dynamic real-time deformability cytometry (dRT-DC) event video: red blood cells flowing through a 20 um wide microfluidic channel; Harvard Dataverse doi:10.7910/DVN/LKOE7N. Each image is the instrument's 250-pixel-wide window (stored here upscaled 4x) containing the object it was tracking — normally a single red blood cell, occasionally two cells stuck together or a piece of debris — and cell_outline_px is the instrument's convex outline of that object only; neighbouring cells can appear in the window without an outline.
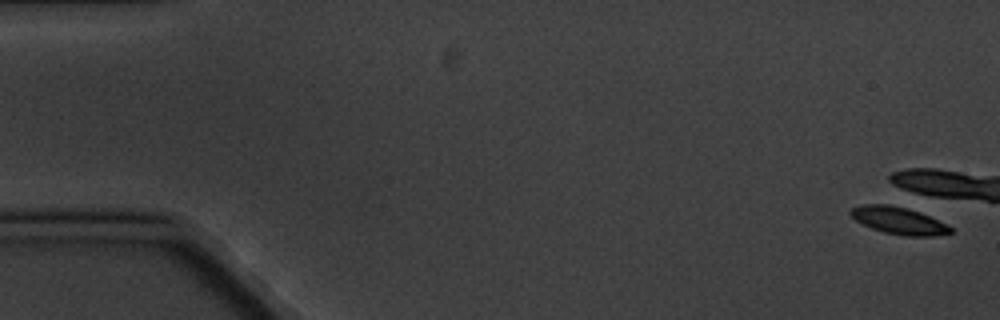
{"species": "common noctule bat (a hibernating species)", "species_latin": "Nyctalus noctula", "temperature_condition": "cold", "stored_images_in_passage": 1, "camera_frame_rate_fps": 3000, "um_per_image_px": 0.085, "animal": {"sex": "male", "body_mass_g": 20.1, "forearm_length_mm": 53.5}, "frame": {"image": 1, "passage_image": 1, "time_ms": 0.0, "image_size_px": [1000, 320], "cell_outline_px": [[952, 232], [932, 236], [904, 236], [884, 232], [872, 228], [856, 220], [848, 212], [852, 208], [864, 204], [888, 204], [912, 208], [948, 224], [952, 228]], "centroid_in_image_um": [76.42, 18.73], "position_along_channel_um": 8.6, "area_um2": 15.95}}